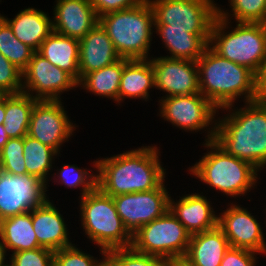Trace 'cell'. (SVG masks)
Segmentation results:
<instances>
[{
	"label": "cell",
	"instance_id": "31",
	"mask_svg": "<svg viewBox=\"0 0 266 266\" xmlns=\"http://www.w3.org/2000/svg\"><path fill=\"white\" fill-rule=\"evenodd\" d=\"M233 14L217 7V16L231 22L230 15L237 23L266 24V0H229Z\"/></svg>",
	"mask_w": 266,
	"mask_h": 266
},
{
	"label": "cell",
	"instance_id": "2",
	"mask_svg": "<svg viewBox=\"0 0 266 266\" xmlns=\"http://www.w3.org/2000/svg\"><path fill=\"white\" fill-rule=\"evenodd\" d=\"M244 104L235 110L234 104L221 108L231 114L217 118L214 141L228 154L261 171L266 168V101Z\"/></svg>",
	"mask_w": 266,
	"mask_h": 266
},
{
	"label": "cell",
	"instance_id": "38",
	"mask_svg": "<svg viewBox=\"0 0 266 266\" xmlns=\"http://www.w3.org/2000/svg\"><path fill=\"white\" fill-rule=\"evenodd\" d=\"M255 254L256 252L247 249L229 247L220 266H255L257 263Z\"/></svg>",
	"mask_w": 266,
	"mask_h": 266
},
{
	"label": "cell",
	"instance_id": "27",
	"mask_svg": "<svg viewBox=\"0 0 266 266\" xmlns=\"http://www.w3.org/2000/svg\"><path fill=\"white\" fill-rule=\"evenodd\" d=\"M124 66L125 59L121 58L109 66L91 71L80 79L78 87L102 98L113 99L118 103V92Z\"/></svg>",
	"mask_w": 266,
	"mask_h": 266
},
{
	"label": "cell",
	"instance_id": "45",
	"mask_svg": "<svg viewBox=\"0 0 266 266\" xmlns=\"http://www.w3.org/2000/svg\"><path fill=\"white\" fill-rule=\"evenodd\" d=\"M2 172H3V170H2V163H1V160H0V175H1Z\"/></svg>",
	"mask_w": 266,
	"mask_h": 266
},
{
	"label": "cell",
	"instance_id": "25",
	"mask_svg": "<svg viewBox=\"0 0 266 266\" xmlns=\"http://www.w3.org/2000/svg\"><path fill=\"white\" fill-rule=\"evenodd\" d=\"M37 52L79 82V40L53 31Z\"/></svg>",
	"mask_w": 266,
	"mask_h": 266
},
{
	"label": "cell",
	"instance_id": "21",
	"mask_svg": "<svg viewBox=\"0 0 266 266\" xmlns=\"http://www.w3.org/2000/svg\"><path fill=\"white\" fill-rule=\"evenodd\" d=\"M120 59L106 30L98 22L79 40V81L89 72L109 66Z\"/></svg>",
	"mask_w": 266,
	"mask_h": 266
},
{
	"label": "cell",
	"instance_id": "3",
	"mask_svg": "<svg viewBox=\"0 0 266 266\" xmlns=\"http://www.w3.org/2000/svg\"><path fill=\"white\" fill-rule=\"evenodd\" d=\"M196 62L200 93L218 110L243 96V102L257 100L256 77L247 67L219 56L209 46Z\"/></svg>",
	"mask_w": 266,
	"mask_h": 266
},
{
	"label": "cell",
	"instance_id": "35",
	"mask_svg": "<svg viewBox=\"0 0 266 266\" xmlns=\"http://www.w3.org/2000/svg\"><path fill=\"white\" fill-rule=\"evenodd\" d=\"M74 245L54 251V266H106L105 256L97 260Z\"/></svg>",
	"mask_w": 266,
	"mask_h": 266
},
{
	"label": "cell",
	"instance_id": "30",
	"mask_svg": "<svg viewBox=\"0 0 266 266\" xmlns=\"http://www.w3.org/2000/svg\"><path fill=\"white\" fill-rule=\"evenodd\" d=\"M0 52L17 68L23 71L32 59L34 50L22 43L10 26L0 17Z\"/></svg>",
	"mask_w": 266,
	"mask_h": 266
},
{
	"label": "cell",
	"instance_id": "39",
	"mask_svg": "<svg viewBox=\"0 0 266 266\" xmlns=\"http://www.w3.org/2000/svg\"><path fill=\"white\" fill-rule=\"evenodd\" d=\"M147 0H90L98 18L104 14L125 10L143 4Z\"/></svg>",
	"mask_w": 266,
	"mask_h": 266
},
{
	"label": "cell",
	"instance_id": "12",
	"mask_svg": "<svg viewBox=\"0 0 266 266\" xmlns=\"http://www.w3.org/2000/svg\"><path fill=\"white\" fill-rule=\"evenodd\" d=\"M77 87L78 82L69 73L37 51L22 71V92L38 100H61L62 93Z\"/></svg>",
	"mask_w": 266,
	"mask_h": 266
},
{
	"label": "cell",
	"instance_id": "16",
	"mask_svg": "<svg viewBox=\"0 0 266 266\" xmlns=\"http://www.w3.org/2000/svg\"><path fill=\"white\" fill-rule=\"evenodd\" d=\"M230 206L218 215L217 226L226 236L230 247L266 254V241L256 217L240 205Z\"/></svg>",
	"mask_w": 266,
	"mask_h": 266
},
{
	"label": "cell",
	"instance_id": "20",
	"mask_svg": "<svg viewBox=\"0 0 266 266\" xmlns=\"http://www.w3.org/2000/svg\"><path fill=\"white\" fill-rule=\"evenodd\" d=\"M210 202L201 193L186 194L176 202L170 195L169 210L192 235L217 226L218 215Z\"/></svg>",
	"mask_w": 266,
	"mask_h": 266
},
{
	"label": "cell",
	"instance_id": "41",
	"mask_svg": "<svg viewBox=\"0 0 266 266\" xmlns=\"http://www.w3.org/2000/svg\"><path fill=\"white\" fill-rule=\"evenodd\" d=\"M9 137L5 131L4 124H0V151L4 145L8 142Z\"/></svg>",
	"mask_w": 266,
	"mask_h": 266
},
{
	"label": "cell",
	"instance_id": "33",
	"mask_svg": "<svg viewBox=\"0 0 266 266\" xmlns=\"http://www.w3.org/2000/svg\"><path fill=\"white\" fill-rule=\"evenodd\" d=\"M57 171L58 174H53L57 176L56 182L71 189L79 186L78 188H82L80 197H83L97 186V173L93 174L91 170L81 169L76 165L64 164Z\"/></svg>",
	"mask_w": 266,
	"mask_h": 266
},
{
	"label": "cell",
	"instance_id": "44",
	"mask_svg": "<svg viewBox=\"0 0 266 266\" xmlns=\"http://www.w3.org/2000/svg\"><path fill=\"white\" fill-rule=\"evenodd\" d=\"M167 266H188L183 260L169 261Z\"/></svg>",
	"mask_w": 266,
	"mask_h": 266
},
{
	"label": "cell",
	"instance_id": "29",
	"mask_svg": "<svg viewBox=\"0 0 266 266\" xmlns=\"http://www.w3.org/2000/svg\"><path fill=\"white\" fill-rule=\"evenodd\" d=\"M23 151L26 165V175L36 176L45 185L49 179V171L58 153L51 147L42 144L39 140L26 135L23 137Z\"/></svg>",
	"mask_w": 266,
	"mask_h": 266
},
{
	"label": "cell",
	"instance_id": "37",
	"mask_svg": "<svg viewBox=\"0 0 266 266\" xmlns=\"http://www.w3.org/2000/svg\"><path fill=\"white\" fill-rule=\"evenodd\" d=\"M10 255V266H54V251L47 248L22 250Z\"/></svg>",
	"mask_w": 266,
	"mask_h": 266
},
{
	"label": "cell",
	"instance_id": "10",
	"mask_svg": "<svg viewBox=\"0 0 266 266\" xmlns=\"http://www.w3.org/2000/svg\"><path fill=\"white\" fill-rule=\"evenodd\" d=\"M154 25L178 29H211L217 16L213 0H148Z\"/></svg>",
	"mask_w": 266,
	"mask_h": 266
},
{
	"label": "cell",
	"instance_id": "43",
	"mask_svg": "<svg viewBox=\"0 0 266 266\" xmlns=\"http://www.w3.org/2000/svg\"><path fill=\"white\" fill-rule=\"evenodd\" d=\"M5 119V95H0V124H4Z\"/></svg>",
	"mask_w": 266,
	"mask_h": 266
},
{
	"label": "cell",
	"instance_id": "9",
	"mask_svg": "<svg viewBox=\"0 0 266 266\" xmlns=\"http://www.w3.org/2000/svg\"><path fill=\"white\" fill-rule=\"evenodd\" d=\"M159 105V115L181 130L198 132L212 126L210 130L207 129L208 135L205 141L214 140L217 122L215 115L219 110L200 92L161 97Z\"/></svg>",
	"mask_w": 266,
	"mask_h": 266
},
{
	"label": "cell",
	"instance_id": "40",
	"mask_svg": "<svg viewBox=\"0 0 266 266\" xmlns=\"http://www.w3.org/2000/svg\"><path fill=\"white\" fill-rule=\"evenodd\" d=\"M255 77L257 100L266 101V58Z\"/></svg>",
	"mask_w": 266,
	"mask_h": 266
},
{
	"label": "cell",
	"instance_id": "28",
	"mask_svg": "<svg viewBox=\"0 0 266 266\" xmlns=\"http://www.w3.org/2000/svg\"><path fill=\"white\" fill-rule=\"evenodd\" d=\"M38 99L28 95H5L4 128L9 138H21L28 134L30 115Z\"/></svg>",
	"mask_w": 266,
	"mask_h": 266
},
{
	"label": "cell",
	"instance_id": "26",
	"mask_svg": "<svg viewBox=\"0 0 266 266\" xmlns=\"http://www.w3.org/2000/svg\"><path fill=\"white\" fill-rule=\"evenodd\" d=\"M0 238L11 253L40 248L32 226L31 210L1 220Z\"/></svg>",
	"mask_w": 266,
	"mask_h": 266
},
{
	"label": "cell",
	"instance_id": "22",
	"mask_svg": "<svg viewBox=\"0 0 266 266\" xmlns=\"http://www.w3.org/2000/svg\"><path fill=\"white\" fill-rule=\"evenodd\" d=\"M229 247L226 236L216 226L213 229L192 234L182 260L188 266H220Z\"/></svg>",
	"mask_w": 266,
	"mask_h": 266
},
{
	"label": "cell",
	"instance_id": "24",
	"mask_svg": "<svg viewBox=\"0 0 266 266\" xmlns=\"http://www.w3.org/2000/svg\"><path fill=\"white\" fill-rule=\"evenodd\" d=\"M150 88H155L153 66L150 59H125L118 103L125 98L147 100L150 96Z\"/></svg>",
	"mask_w": 266,
	"mask_h": 266
},
{
	"label": "cell",
	"instance_id": "5",
	"mask_svg": "<svg viewBox=\"0 0 266 266\" xmlns=\"http://www.w3.org/2000/svg\"><path fill=\"white\" fill-rule=\"evenodd\" d=\"M99 23L106 30L121 58H151L148 54L155 22L148 0L133 8L104 14L99 17Z\"/></svg>",
	"mask_w": 266,
	"mask_h": 266
},
{
	"label": "cell",
	"instance_id": "42",
	"mask_svg": "<svg viewBox=\"0 0 266 266\" xmlns=\"http://www.w3.org/2000/svg\"><path fill=\"white\" fill-rule=\"evenodd\" d=\"M6 253H7L6 247L3 245L1 238H0V266H8L9 265L5 261L7 259L5 257V256H7Z\"/></svg>",
	"mask_w": 266,
	"mask_h": 266
},
{
	"label": "cell",
	"instance_id": "6",
	"mask_svg": "<svg viewBox=\"0 0 266 266\" xmlns=\"http://www.w3.org/2000/svg\"><path fill=\"white\" fill-rule=\"evenodd\" d=\"M229 24L216 16L209 47L219 56L247 67L256 75L266 58V24L236 22V27L227 31Z\"/></svg>",
	"mask_w": 266,
	"mask_h": 266
},
{
	"label": "cell",
	"instance_id": "1",
	"mask_svg": "<svg viewBox=\"0 0 266 266\" xmlns=\"http://www.w3.org/2000/svg\"><path fill=\"white\" fill-rule=\"evenodd\" d=\"M159 150L156 145L141 146L94 161L97 187L111 197L156 189L167 174Z\"/></svg>",
	"mask_w": 266,
	"mask_h": 266
},
{
	"label": "cell",
	"instance_id": "15",
	"mask_svg": "<svg viewBox=\"0 0 266 266\" xmlns=\"http://www.w3.org/2000/svg\"><path fill=\"white\" fill-rule=\"evenodd\" d=\"M151 58L155 88L166 92L164 97L191 95L200 92L196 61L166 56Z\"/></svg>",
	"mask_w": 266,
	"mask_h": 266
},
{
	"label": "cell",
	"instance_id": "8",
	"mask_svg": "<svg viewBox=\"0 0 266 266\" xmlns=\"http://www.w3.org/2000/svg\"><path fill=\"white\" fill-rule=\"evenodd\" d=\"M191 234L168 210L163 216L142 226L132 235V247L141 253L162 257L168 261L182 260Z\"/></svg>",
	"mask_w": 266,
	"mask_h": 266
},
{
	"label": "cell",
	"instance_id": "7",
	"mask_svg": "<svg viewBox=\"0 0 266 266\" xmlns=\"http://www.w3.org/2000/svg\"><path fill=\"white\" fill-rule=\"evenodd\" d=\"M80 199L81 225L87 238L100 247L102 256L132 245V235L124 227L110 195L96 186Z\"/></svg>",
	"mask_w": 266,
	"mask_h": 266
},
{
	"label": "cell",
	"instance_id": "18",
	"mask_svg": "<svg viewBox=\"0 0 266 266\" xmlns=\"http://www.w3.org/2000/svg\"><path fill=\"white\" fill-rule=\"evenodd\" d=\"M48 198L31 209L32 226L38 244L52 251L72 245L63 216Z\"/></svg>",
	"mask_w": 266,
	"mask_h": 266
},
{
	"label": "cell",
	"instance_id": "4",
	"mask_svg": "<svg viewBox=\"0 0 266 266\" xmlns=\"http://www.w3.org/2000/svg\"><path fill=\"white\" fill-rule=\"evenodd\" d=\"M203 145L210 151L189 168V173L233 198L255 188L259 171L254 166L228 154L214 140L205 141Z\"/></svg>",
	"mask_w": 266,
	"mask_h": 266
},
{
	"label": "cell",
	"instance_id": "36",
	"mask_svg": "<svg viewBox=\"0 0 266 266\" xmlns=\"http://www.w3.org/2000/svg\"><path fill=\"white\" fill-rule=\"evenodd\" d=\"M22 93V71L0 52V94Z\"/></svg>",
	"mask_w": 266,
	"mask_h": 266
},
{
	"label": "cell",
	"instance_id": "23",
	"mask_svg": "<svg viewBox=\"0 0 266 266\" xmlns=\"http://www.w3.org/2000/svg\"><path fill=\"white\" fill-rule=\"evenodd\" d=\"M0 17L10 26L14 35L35 52L53 32L52 19L47 13L37 8H25L19 11L12 20L2 14Z\"/></svg>",
	"mask_w": 266,
	"mask_h": 266
},
{
	"label": "cell",
	"instance_id": "19",
	"mask_svg": "<svg viewBox=\"0 0 266 266\" xmlns=\"http://www.w3.org/2000/svg\"><path fill=\"white\" fill-rule=\"evenodd\" d=\"M170 56L168 58L197 61L209 46L211 29H178L169 25H154Z\"/></svg>",
	"mask_w": 266,
	"mask_h": 266
},
{
	"label": "cell",
	"instance_id": "32",
	"mask_svg": "<svg viewBox=\"0 0 266 266\" xmlns=\"http://www.w3.org/2000/svg\"><path fill=\"white\" fill-rule=\"evenodd\" d=\"M106 266H167L168 260L136 251L132 246L106 252Z\"/></svg>",
	"mask_w": 266,
	"mask_h": 266
},
{
	"label": "cell",
	"instance_id": "13",
	"mask_svg": "<svg viewBox=\"0 0 266 266\" xmlns=\"http://www.w3.org/2000/svg\"><path fill=\"white\" fill-rule=\"evenodd\" d=\"M61 100H38L31 112L28 134L42 144L53 148L59 155L60 146L76 130L68 118Z\"/></svg>",
	"mask_w": 266,
	"mask_h": 266
},
{
	"label": "cell",
	"instance_id": "14",
	"mask_svg": "<svg viewBox=\"0 0 266 266\" xmlns=\"http://www.w3.org/2000/svg\"><path fill=\"white\" fill-rule=\"evenodd\" d=\"M46 185L32 175H0V219L23 214L47 198Z\"/></svg>",
	"mask_w": 266,
	"mask_h": 266
},
{
	"label": "cell",
	"instance_id": "17",
	"mask_svg": "<svg viewBox=\"0 0 266 266\" xmlns=\"http://www.w3.org/2000/svg\"><path fill=\"white\" fill-rule=\"evenodd\" d=\"M53 31L81 40L98 22L99 18L90 0H56Z\"/></svg>",
	"mask_w": 266,
	"mask_h": 266
},
{
	"label": "cell",
	"instance_id": "11",
	"mask_svg": "<svg viewBox=\"0 0 266 266\" xmlns=\"http://www.w3.org/2000/svg\"><path fill=\"white\" fill-rule=\"evenodd\" d=\"M168 193L163 182L150 191L120 194L112 198L124 227L133 235L142 226L163 216L169 210Z\"/></svg>",
	"mask_w": 266,
	"mask_h": 266
},
{
	"label": "cell",
	"instance_id": "34",
	"mask_svg": "<svg viewBox=\"0 0 266 266\" xmlns=\"http://www.w3.org/2000/svg\"><path fill=\"white\" fill-rule=\"evenodd\" d=\"M2 170L11 175H26V165L23 151V137L9 138L0 151Z\"/></svg>",
	"mask_w": 266,
	"mask_h": 266
}]
</instances>
